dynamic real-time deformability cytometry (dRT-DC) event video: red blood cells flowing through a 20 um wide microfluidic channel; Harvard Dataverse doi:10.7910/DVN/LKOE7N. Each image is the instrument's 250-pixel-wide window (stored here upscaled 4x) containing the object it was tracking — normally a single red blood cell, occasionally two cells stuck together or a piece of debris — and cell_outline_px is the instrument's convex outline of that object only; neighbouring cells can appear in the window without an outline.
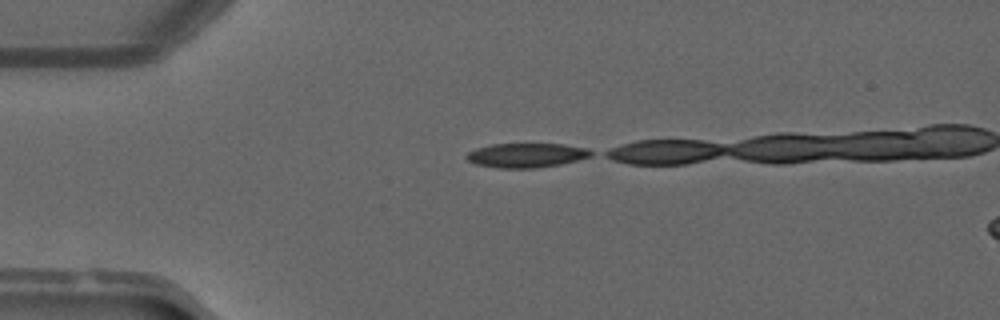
{"species": "common noctule bat (a hibernating species)", "species_latin": "Nyctalus noctula", "temperature_condition": "warm", "stored_images_in_passage": 7, "camera_frame_rate_fps": 3000, "um_per_image_px": 0.085, "animal": {"sex": "male", "forearm_length_mm": 52.5}, "frame": {"image": 1, "passage_image": 1, "time_ms": 0.0, "image_size_px": [1000, 320], "cell_outline_px": [[596, 152], [592, 156], [560, 164], [536, 168], [496, 168], [476, 164], [468, 160], [464, 156], [468, 152], [476, 148], [492, 144], [524, 140], [564, 144], [588, 148]], "centroid_in_image_um": [44.76, 13.14], "position_along_channel_um": 40.2, "area_um2": 18.84}}